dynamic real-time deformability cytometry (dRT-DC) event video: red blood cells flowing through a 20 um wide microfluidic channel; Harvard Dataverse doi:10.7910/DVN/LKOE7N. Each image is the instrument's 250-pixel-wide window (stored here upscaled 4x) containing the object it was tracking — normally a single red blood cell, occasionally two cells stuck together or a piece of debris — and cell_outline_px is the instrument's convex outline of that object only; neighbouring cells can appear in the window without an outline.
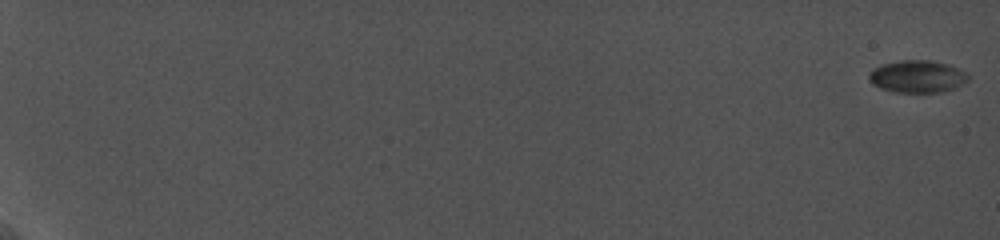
{"species": "common noctule bat (a hibernating species)", "species_latin": "Nyctalus noctula", "temperature_condition": "cold", "stored_images_in_passage": 19, "camera_frame_rate_fps": 5000, "um_per_image_px": 0.085, "animal": {"sex": "female", "body_mass_g": 19.0, "forearm_length_mm": 56.7}, "frame": {"image": 1, "passage_image": 1, "time_ms": 0.0, "image_size_px": [1000, 240], "cell_outline_px": [[968, 80], [952, 88], [940, 92], [896, 92], [880, 88], [872, 84], [868, 76], [872, 68], [880, 64], [900, 60], [928, 60], [948, 64], [964, 72], [968, 76]], "centroid_in_image_um": [77.9, 6.49], "position_along_channel_um": 7.1, "area_um2": 18.5}}
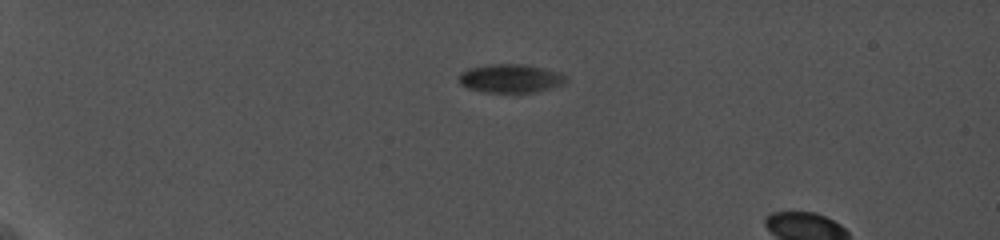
{"frame": {"image": 2, "passage_image": 10, "time_ms": 5.8, "image_size_px": [1000, 240], "cell_outline_px": [[568, 80], [564, 84], [532, 92], [484, 92], [468, 88], [460, 84], [460, 72], [468, 68], [488, 64], [524, 64], [560, 72], [568, 76]], "centroid_in_image_um": [43.4, 6.65], "position_along_channel_um": 41.6, "area_um2": 17.8}}
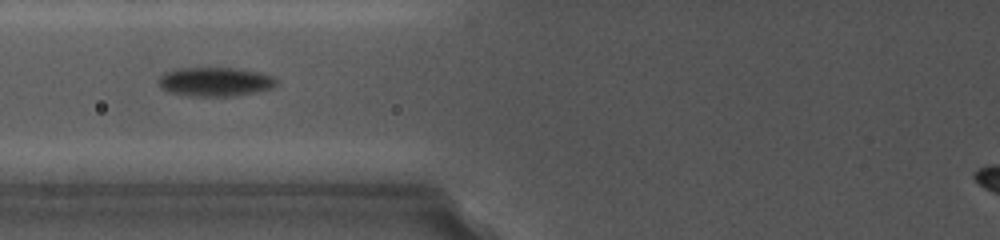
{"frame": {"image": 3, "passage_image": 16, "time_ms": 9.6, "image_size_px": [1000, 240], "cell_outline_px": [[280, 80], [272, 88], [236, 96], [188, 96], [168, 92], [160, 84], [160, 76], [164, 72], [176, 68], [236, 68], [260, 72], [272, 76]], "centroid_in_image_um": [18.32, 6.94], "position_along_channel_um": 107.5, "area_um2": 20.0}}